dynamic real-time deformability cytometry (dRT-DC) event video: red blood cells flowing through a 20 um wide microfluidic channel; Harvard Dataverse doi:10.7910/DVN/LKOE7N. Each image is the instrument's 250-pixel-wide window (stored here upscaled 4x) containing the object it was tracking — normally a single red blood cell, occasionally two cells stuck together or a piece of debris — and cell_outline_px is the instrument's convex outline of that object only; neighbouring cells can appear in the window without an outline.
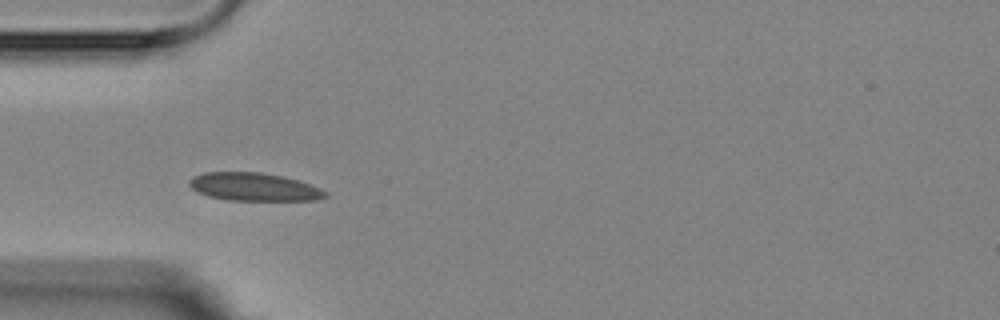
{"species": "Egyptian fruit bat (a non-hibernating species)", "species_latin": "Rousettus aegyptiacus", "temperature_condition": "room temperature", "stored_images_in_passage": 7, "camera_frame_rate_fps": 3000, "um_per_image_px": 0.085, "animal": {"sex": "female"}, "frame": {"image": 1, "passage_image": 3, "time_ms": 2.333, "image_size_px": [1000, 320], "cell_outline_px": [[328, 196], [316, 200], [228, 200], [208, 196], [196, 192], [188, 184], [188, 180], [192, 176], [204, 172], [260, 172], [284, 176], [320, 188], [328, 192]], "centroid_in_image_um": [21.55, 15.88], "position_along_channel_um": 63.4, "area_um2": 22.31}}
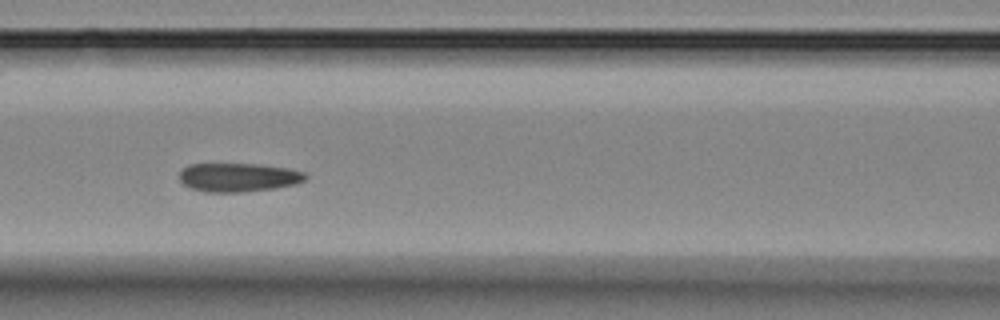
{"frame": {"image": 2, "passage_image": 5, "time_ms": 4.667, "image_size_px": [1000, 320], "cell_outline_px": [[308, 176], [304, 180], [296, 184], [276, 188], [240, 192], [204, 192], [192, 188], [184, 184], [180, 180], [180, 172], [188, 164], [256, 164], [288, 168], [304, 172]], "centroid_in_image_um": [20.27, 15.07], "position_along_channel_um": 146.3, "area_um2": 21.04}}
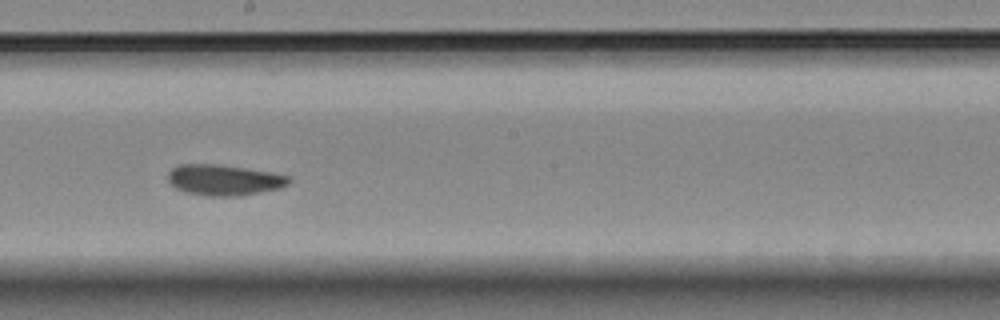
{"frame": {"image": 3, "passage_image": 7, "time_ms": 7.0, "image_size_px": [1000, 320], "cell_outline_px": [[292, 180], [288, 184], [280, 188], [240, 196], [204, 196], [184, 192], [176, 188], [168, 180], [168, 172], [172, 168], [180, 164], [216, 164], [244, 168], [268, 172], [288, 176]], "centroid_in_image_um": [19.01, 15.31], "position_along_channel_um": 229.2, "area_um2": 21.62}}